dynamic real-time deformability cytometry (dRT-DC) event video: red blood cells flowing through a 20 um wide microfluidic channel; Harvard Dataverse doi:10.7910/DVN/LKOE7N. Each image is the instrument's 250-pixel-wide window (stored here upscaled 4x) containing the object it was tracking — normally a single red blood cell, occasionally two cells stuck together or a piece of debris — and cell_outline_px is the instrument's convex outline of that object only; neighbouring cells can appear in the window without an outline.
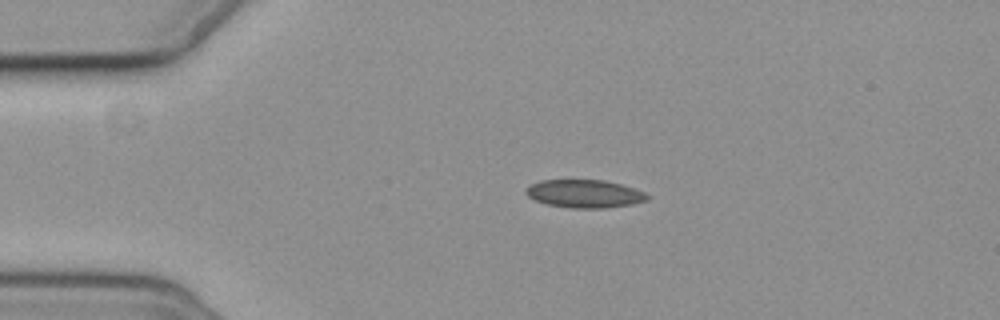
{"species": "common noctule bat (a hibernating species)", "species_latin": "Nyctalus noctula", "temperature_condition": "cold", "stored_images_in_passage": 4, "camera_frame_rate_fps": 3000, "um_per_image_px": 0.085, "animal": {"sex": "female", "body_mass_g": 19.3, "forearm_length_mm": 54.1}, "frame": {"image": 1, "passage_image": 3, "time_ms": 2.333, "image_size_px": [1000, 320], "cell_outline_px": [[648, 200], [632, 204], [604, 208], [572, 208], [548, 204], [536, 200], [528, 196], [524, 192], [524, 188], [540, 180], [604, 180], [620, 184], [644, 192], [648, 196]], "centroid_in_image_um": [49.66, 16.46], "position_along_channel_um": 35.3, "area_um2": 19.65}}